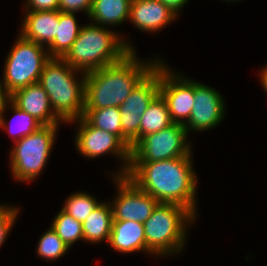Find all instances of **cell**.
<instances>
[{"label":"cell","mask_w":267,"mask_h":266,"mask_svg":"<svg viewBox=\"0 0 267 266\" xmlns=\"http://www.w3.org/2000/svg\"><path fill=\"white\" fill-rule=\"evenodd\" d=\"M192 151L183 157L130 162L126 177L159 203H175L196 216L197 177L192 166Z\"/></svg>","instance_id":"cell-1"},{"label":"cell","mask_w":267,"mask_h":266,"mask_svg":"<svg viewBox=\"0 0 267 266\" xmlns=\"http://www.w3.org/2000/svg\"><path fill=\"white\" fill-rule=\"evenodd\" d=\"M132 51L122 61L85 74L84 109L119 107L160 59L141 62Z\"/></svg>","instance_id":"cell-2"},{"label":"cell","mask_w":267,"mask_h":266,"mask_svg":"<svg viewBox=\"0 0 267 266\" xmlns=\"http://www.w3.org/2000/svg\"><path fill=\"white\" fill-rule=\"evenodd\" d=\"M106 26L87 24L81 27L71 49L62 58L80 74L122 61L134 51L133 45Z\"/></svg>","instance_id":"cell-3"},{"label":"cell","mask_w":267,"mask_h":266,"mask_svg":"<svg viewBox=\"0 0 267 266\" xmlns=\"http://www.w3.org/2000/svg\"><path fill=\"white\" fill-rule=\"evenodd\" d=\"M77 70L62 58H50L44 65L38 83L49 96L54 113L69 123L83 117L85 106V78L76 79Z\"/></svg>","instance_id":"cell-4"},{"label":"cell","mask_w":267,"mask_h":266,"mask_svg":"<svg viewBox=\"0 0 267 266\" xmlns=\"http://www.w3.org/2000/svg\"><path fill=\"white\" fill-rule=\"evenodd\" d=\"M195 219L196 216L184 206L159 203L143 223L147 249L159 257L179 254L187 238V227Z\"/></svg>","instance_id":"cell-5"},{"label":"cell","mask_w":267,"mask_h":266,"mask_svg":"<svg viewBox=\"0 0 267 266\" xmlns=\"http://www.w3.org/2000/svg\"><path fill=\"white\" fill-rule=\"evenodd\" d=\"M59 125H44L36 132L15 142L10 150L13 178L21 182L41 175L53 149Z\"/></svg>","instance_id":"cell-6"},{"label":"cell","mask_w":267,"mask_h":266,"mask_svg":"<svg viewBox=\"0 0 267 266\" xmlns=\"http://www.w3.org/2000/svg\"><path fill=\"white\" fill-rule=\"evenodd\" d=\"M19 35L4 65L3 82L10 95L18 89L37 83L45 63L50 59L46 46Z\"/></svg>","instance_id":"cell-7"},{"label":"cell","mask_w":267,"mask_h":266,"mask_svg":"<svg viewBox=\"0 0 267 266\" xmlns=\"http://www.w3.org/2000/svg\"><path fill=\"white\" fill-rule=\"evenodd\" d=\"M184 125L173 123L143 136L131 149V162H153L187 156L191 146Z\"/></svg>","instance_id":"cell-8"},{"label":"cell","mask_w":267,"mask_h":266,"mask_svg":"<svg viewBox=\"0 0 267 266\" xmlns=\"http://www.w3.org/2000/svg\"><path fill=\"white\" fill-rule=\"evenodd\" d=\"M160 61L119 106L122 141L130 148L140 140L141 116L159 94Z\"/></svg>","instance_id":"cell-9"},{"label":"cell","mask_w":267,"mask_h":266,"mask_svg":"<svg viewBox=\"0 0 267 266\" xmlns=\"http://www.w3.org/2000/svg\"><path fill=\"white\" fill-rule=\"evenodd\" d=\"M71 122L79 127L75 146L80 154L89 159L112 153L124 161L121 170L112 176H126L131 162V149L118 136L91 126L83 117Z\"/></svg>","instance_id":"cell-10"},{"label":"cell","mask_w":267,"mask_h":266,"mask_svg":"<svg viewBox=\"0 0 267 266\" xmlns=\"http://www.w3.org/2000/svg\"><path fill=\"white\" fill-rule=\"evenodd\" d=\"M117 195L110 202L113 221H136L144 223L153 213L159 202L150 194L139 189L126 176H114Z\"/></svg>","instance_id":"cell-11"},{"label":"cell","mask_w":267,"mask_h":266,"mask_svg":"<svg viewBox=\"0 0 267 266\" xmlns=\"http://www.w3.org/2000/svg\"><path fill=\"white\" fill-rule=\"evenodd\" d=\"M159 93L167 103L172 122L184 125L189 120L195 103L194 80L169 71L162 60Z\"/></svg>","instance_id":"cell-12"},{"label":"cell","mask_w":267,"mask_h":266,"mask_svg":"<svg viewBox=\"0 0 267 266\" xmlns=\"http://www.w3.org/2000/svg\"><path fill=\"white\" fill-rule=\"evenodd\" d=\"M194 106L189 120L184 124L187 131H206L222 122L225 105L217 90L194 81Z\"/></svg>","instance_id":"cell-13"},{"label":"cell","mask_w":267,"mask_h":266,"mask_svg":"<svg viewBox=\"0 0 267 266\" xmlns=\"http://www.w3.org/2000/svg\"><path fill=\"white\" fill-rule=\"evenodd\" d=\"M10 101L43 125H60L63 123L54 113L49 96L38 82L13 92L10 95Z\"/></svg>","instance_id":"cell-14"},{"label":"cell","mask_w":267,"mask_h":266,"mask_svg":"<svg viewBox=\"0 0 267 266\" xmlns=\"http://www.w3.org/2000/svg\"><path fill=\"white\" fill-rule=\"evenodd\" d=\"M177 16L161 0L131 1L129 21L140 31H159L173 22Z\"/></svg>","instance_id":"cell-15"},{"label":"cell","mask_w":267,"mask_h":266,"mask_svg":"<svg viewBox=\"0 0 267 266\" xmlns=\"http://www.w3.org/2000/svg\"><path fill=\"white\" fill-rule=\"evenodd\" d=\"M59 24V10L26 11L20 34L29 41L46 47L57 35Z\"/></svg>","instance_id":"cell-16"},{"label":"cell","mask_w":267,"mask_h":266,"mask_svg":"<svg viewBox=\"0 0 267 266\" xmlns=\"http://www.w3.org/2000/svg\"><path fill=\"white\" fill-rule=\"evenodd\" d=\"M109 245L121 253L147 252L144 225L136 221H113Z\"/></svg>","instance_id":"cell-17"},{"label":"cell","mask_w":267,"mask_h":266,"mask_svg":"<svg viewBox=\"0 0 267 266\" xmlns=\"http://www.w3.org/2000/svg\"><path fill=\"white\" fill-rule=\"evenodd\" d=\"M113 212L111 204L101 202L82 223L84 241L92 244L108 243L112 229Z\"/></svg>","instance_id":"cell-18"},{"label":"cell","mask_w":267,"mask_h":266,"mask_svg":"<svg viewBox=\"0 0 267 266\" xmlns=\"http://www.w3.org/2000/svg\"><path fill=\"white\" fill-rule=\"evenodd\" d=\"M131 0H92L88 18L96 25H119L129 20Z\"/></svg>","instance_id":"cell-19"},{"label":"cell","mask_w":267,"mask_h":266,"mask_svg":"<svg viewBox=\"0 0 267 266\" xmlns=\"http://www.w3.org/2000/svg\"><path fill=\"white\" fill-rule=\"evenodd\" d=\"M77 24L75 13H65L59 10L57 35L46 47L50 58H63L71 49L82 27Z\"/></svg>","instance_id":"cell-20"},{"label":"cell","mask_w":267,"mask_h":266,"mask_svg":"<svg viewBox=\"0 0 267 266\" xmlns=\"http://www.w3.org/2000/svg\"><path fill=\"white\" fill-rule=\"evenodd\" d=\"M173 124L167 103L159 93L141 116L140 139L148 134L159 132Z\"/></svg>","instance_id":"cell-21"},{"label":"cell","mask_w":267,"mask_h":266,"mask_svg":"<svg viewBox=\"0 0 267 266\" xmlns=\"http://www.w3.org/2000/svg\"><path fill=\"white\" fill-rule=\"evenodd\" d=\"M10 105L12 112L14 113L13 119L11 120L14 123L7 124L4 118V112L7 107ZM14 124V127L13 125ZM16 124V125H15ZM42 126H44L41 122H39L36 118L24 112L15 106L11 101H9L1 110H0V128L9 131L10 136L14 142L19 141L21 138L28 136L37 130H39Z\"/></svg>","instance_id":"cell-22"},{"label":"cell","mask_w":267,"mask_h":266,"mask_svg":"<svg viewBox=\"0 0 267 266\" xmlns=\"http://www.w3.org/2000/svg\"><path fill=\"white\" fill-rule=\"evenodd\" d=\"M83 118L93 127L110 132L122 140L119 107L84 109Z\"/></svg>","instance_id":"cell-23"},{"label":"cell","mask_w":267,"mask_h":266,"mask_svg":"<svg viewBox=\"0 0 267 266\" xmlns=\"http://www.w3.org/2000/svg\"><path fill=\"white\" fill-rule=\"evenodd\" d=\"M51 228L70 248L78 240H84L82 223L65 213L62 209L52 220Z\"/></svg>","instance_id":"cell-24"},{"label":"cell","mask_w":267,"mask_h":266,"mask_svg":"<svg viewBox=\"0 0 267 266\" xmlns=\"http://www.w3.org/2000/svg\"><path fill=\"white\" fill-rule=\"evenodd\" d=\"M100 202L92 195L79 191L69 195L62 210L74 219L83 223Z\"/></svg>","instance_id":"cell-25"},{"label":"cell","mask_w":267,"mask_h":266,"mask_svg":"<svg viewBox=\"0 0 267 266\" xmlns=\"http://www.w3.org/2000/svg\"><path fill=\"white\" fill-rule=\"evenodd\" d=\"M70 249L50 227L40 236L37 245V254L47 261L59 259Z\"/></svg>","instance_id":"cell-26"},{"label":"cell","mask_w":267,"mask_h":266,"mask_svg":"<svg viewBox=\"0 0 267 266\" xmlns=\"http://www.w3.org/2000/svg\"><path fill=\"white\" fill-rule=\"evenodd\" d=\"M18 212L19 207L16 206L13 208V206L4 205L0 209V247L7 239L11 228L15 224L14 222L18 216Z\"/></svg>","instance_id":"cell-27"},{"label":"cell","mask_w":267,"mask_h":266,"mask_svg":"<svg viewBox=\"0 0 267 266\" xmlns=\"http://www.w3.org/2000/svg\"><path fill=\"white\" fill-rule=\"evenodd\" d=\"M92 0H59V10L65 13L85 11L87 16L91 11Z\"/></svg>","instance_id":"cell-28"},{"label":"cell","mask_w":267,"mask_h":266,"mask_svg":"<svg viewBox=\"0 0 267 266\" xmlns=\"http://www.w3.org/2000/svg\"><path fill=\"white\" fill-rule=\"evenodd\" d=\"M26 2V11L59 10V0H26Z\"/></svg>","instance_id":"cell-29"},{"label":"cell","mask_w":267,"mask_h":266,"mask_svg":"<svg viewBox=\"0 0 267 266\" xmlns=\"http://www.w3.org/2000/svg\"><path fill=\"white\" fill-rule=\"evenodd\" d=\"M165 5H167L173 13L176 15L181 11L182 7L186 5L188 0H161Z\"/></svg>","instance_id":"cell-30"},{"label":"cell","mask_w":267,"mask_h":266,"mask_svg":"<svg viewBox=\"0 0 267 266\" xmlns=\"http://www.w3.org/2000/svg\"><path fill=\"white\" fill-rule=\"evenodd\" d=\"M10 101V94L6 91L3 80L0 81V110Z\"/></svg>","instance_id":"cell-31"},{"label":"cell","mask_w":267,"mask_h":266,"mask_svg":"<svg viewBox=\"0 0 267 266\" xmlns=\"http://www.w3.org/2000/svg\"><path fill=\"white\" fill-rule=\"evenodd\" d=\"M260 77H261V84L263 86V89L265 90V92L267 93V65L266 67L261 70V74H260Z\"/></svg>","instance_id":"cell-32"},{"label":"cell","mask_w":267,"mask_h":266,"mask_svg":"<svg viewBox=\"0 0 267 266\" xmlns=\"http://www.w3.org/2000/svg\"><path fill=\"white\" fill-rule=\"evenodd\" d=\"M224 1H227V2H228V1H229V2H230V1H231V2H234V1H237V0H224Z\"/></svg>","instance_id":"cell-33"}]
</instances>
